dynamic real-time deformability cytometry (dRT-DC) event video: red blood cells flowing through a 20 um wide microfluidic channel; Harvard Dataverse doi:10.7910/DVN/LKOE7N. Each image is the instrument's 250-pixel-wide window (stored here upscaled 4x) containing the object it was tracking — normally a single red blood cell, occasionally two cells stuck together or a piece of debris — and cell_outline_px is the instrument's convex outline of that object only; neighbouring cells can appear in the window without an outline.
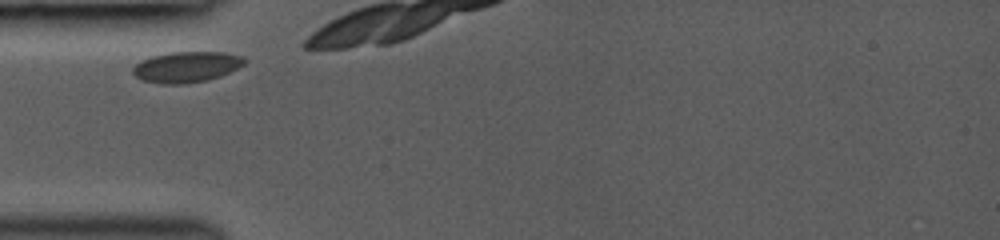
{"species": "common noctule bat (a hibernating species)", "species_latin": "Nyctalus noctula", "temperature_condition": "room temperature", "stored_images_in_passage": 5, "camera_frame_rate_fps": 3000, "um_per_image_px": 0.085, "animal": {"sex": "female", "body_mass_g": 19.0, "forearm_length_mm": 53.3}, "frame": {"image": 1, "passage_image": 1, "time_ms": 0.0, "image_size_px": [1000, 240], "cell_outline_px": [[248, 60], [244, 64], [220, 76], [208, 80], [184, 84], [164, 84], [144, 80], [136, 76], [132, 72], [132, 68], [140, 60], [152, 56], [172, 52], [220, 52], [244, 56]], "centroid_in_image_um": [15.86, 5.68], "position_along_channel_um": 69.1, "area_um2": 19.94}}